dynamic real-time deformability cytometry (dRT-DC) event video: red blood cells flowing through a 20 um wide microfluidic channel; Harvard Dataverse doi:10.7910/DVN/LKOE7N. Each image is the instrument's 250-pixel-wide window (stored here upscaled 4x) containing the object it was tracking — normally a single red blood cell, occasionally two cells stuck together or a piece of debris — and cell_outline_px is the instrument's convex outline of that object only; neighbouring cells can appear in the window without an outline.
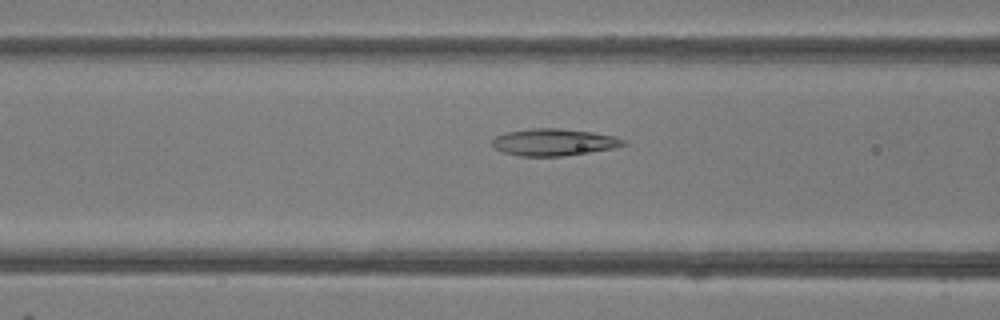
{"species": "common noctule bat (a hibernating species)", "species_latin": "Nyctalus noctula", "temperature_condition": "room temperature", "stored_images_in_passage": 50, "camera_frame_rate_fps": 3000, "um_per_image_px": 0.085, "animal": {"sex": "female"}, "frame": {"image": 1, "passage_image": 20, "time_ms": 6.333, "image_size_px": [1000, 320], "cell_outline_px": [[628, 144], [612, 148], [564, 156], [516, 156], [492, 148], [492, 140], [496, 136], [504, 132], [528, 128], [560, 128], [592, 132], [616, 136], [624, 140]], "centroid_in_image_um": [47.03, 12.08], "position_along_channel_um": 119.6, "area_um2": 20.81}}
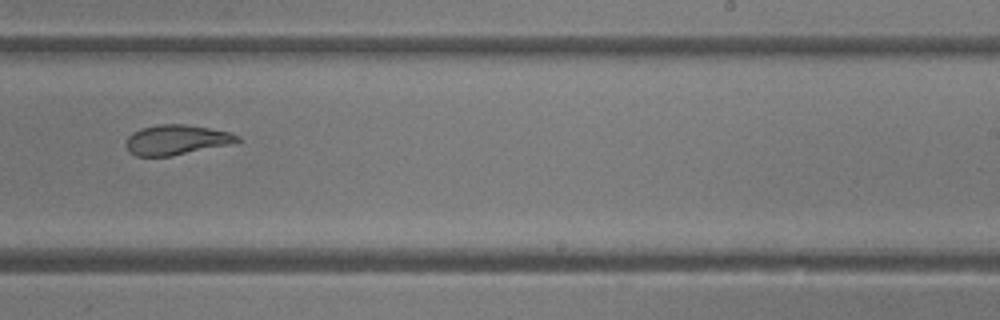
{"frame": {"image": 2, "passage_image": 31, "time_ms": 10.0, "image_size_px": [1000, 320], "cell_outline_px": [[240, 140], [236, 144], [172, 156], [136, 156], [128, 152], [128, 136], [132, 132], [140, 128], [160, 124], [184, 124], [232, 132], [240, 136]], "centroid_in_image_um": [15.07, 11.89], "position_along_channel_um": 273.9, "area_um2": 19.71}}
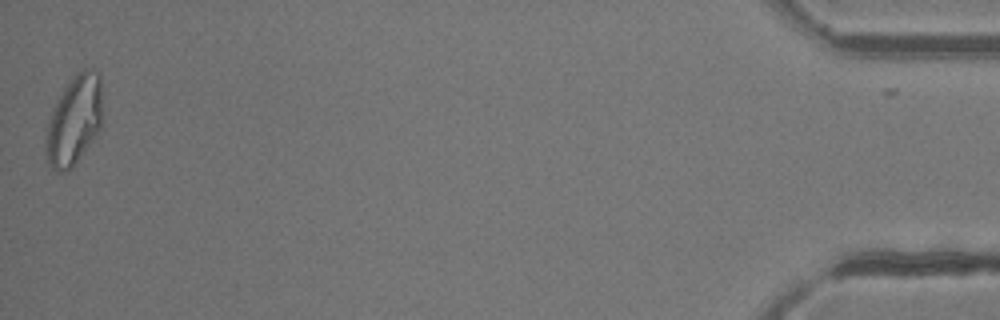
{"frame": {"image": 3, "passage_image": 49, "time_ms": 16.0, "image_size_px": [1000, 320], "cell_outline_px": [[100, 124], [96, 132], [72, 168], [64, 172], [56, 172], [48, 164], [44, 144], [44, 140], [48, 120], [64, 88], [72, 76], [76, 72], [84, 68], [92, 68], [100, 76]], "centroid_in_image_um": [6.25, 10.23], "position_along_channel_um": 429.0, "area_um2": 28.84}, "authors_computed_cell_mechanics": {"area_um2": 22.3975, "velocity_mm_per_s": 4.2116, "shape_relaxation_time_tau1_ms": null, "shape_relaxation_time_tau2_ms": 1.9804, "deformation_change_tau1": null, "deformation_change_tau2": 0.0917}}